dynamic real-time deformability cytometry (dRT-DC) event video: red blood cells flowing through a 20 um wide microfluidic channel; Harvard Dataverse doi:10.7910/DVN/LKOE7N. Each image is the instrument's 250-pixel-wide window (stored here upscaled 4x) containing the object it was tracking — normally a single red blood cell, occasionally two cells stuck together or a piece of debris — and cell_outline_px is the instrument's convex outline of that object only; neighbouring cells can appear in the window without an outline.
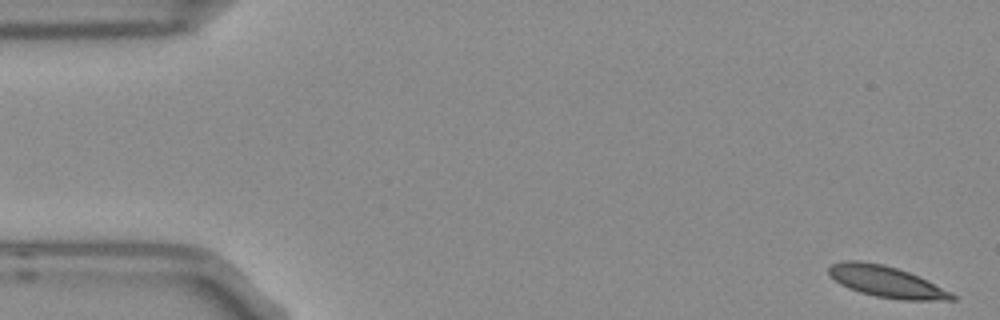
{"species": "Egyptian fruit bat (a non-hibernating species)", "species_latin": "Rousettus aegyptiacus", "temperature_condition": "room temperature", "stored_images_in_passage": 5, "camera_frame_rate_fps": 3000, "um_per_image_px": 0.085, "frame": {"image": 1, "passage_image": 1, "time_ms": 0.0, "image_size_px": [1000, 320], "cell_outline_px": [[956, 300], [900, 300], [876, 296], [860, 292], [848, 288], [840, 284], [828, 276], [828, 268], [832, 264], [844, 260], [860, 260], [884, 264], [920, 276], [952, 292], [956, 296]], "centroid_in_image_um": [75.33, 23.94], "position_along_channel_um": 9.7, "area_um2": 22.72}}
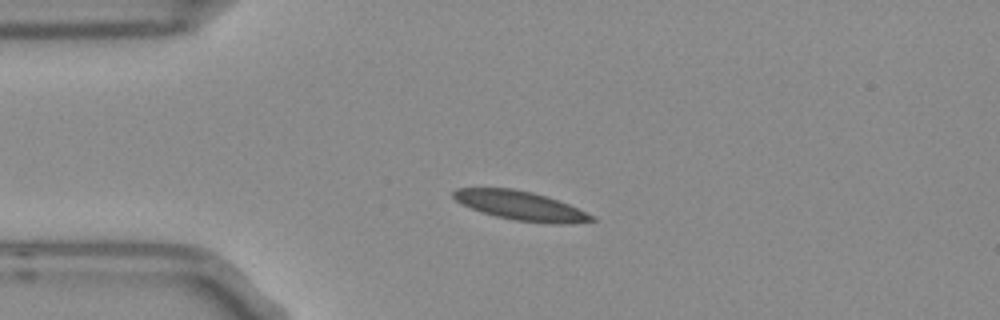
{"frame": {"image": 2, "passage_image": 4, "time_ms": 1.0, "image_size_px": [1000, 320], "cell_outline_px": [[596, 220], [572, 224], [552, 224], [516, 220], [496, 216], [480, 212], [460, 204], [452, 196], [452, 192], [456, 188], [512, 188], [532, 192], [568, 204], [596, 216]], "centroid_in_image_um": [44.25, 17.49], "position_along_channel_um": 40.8, "area_um2": 23.47}}